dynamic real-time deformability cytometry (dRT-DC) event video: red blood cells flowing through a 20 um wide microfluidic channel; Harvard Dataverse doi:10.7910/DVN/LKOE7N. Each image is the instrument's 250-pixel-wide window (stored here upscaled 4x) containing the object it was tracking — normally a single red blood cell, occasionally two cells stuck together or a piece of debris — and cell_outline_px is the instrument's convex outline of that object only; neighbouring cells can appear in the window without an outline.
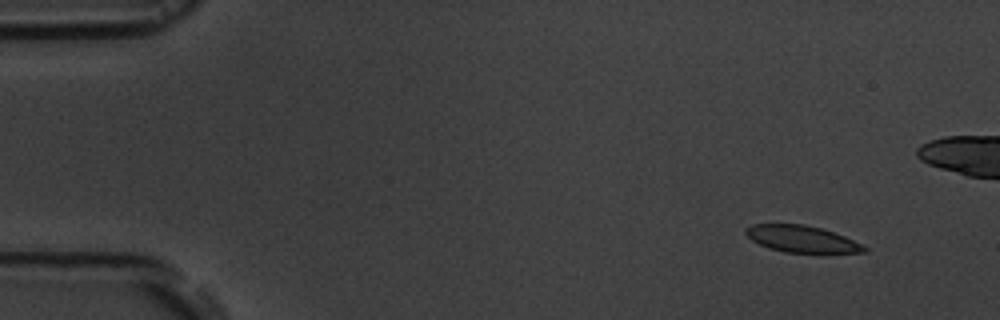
{"species": "common noctule bat (a hibernating species)", "species_latin": "Nyctalus noctula", "temperature_condition": "room temperature", "stored_images_in_passage": 6, "segment_of_instrument_passage": [1, 2], "camera_frame_rate_fps": 3000, "um_per_image_px": 0.085, "animal": {"sex": "male", "body_mass_g": 19.5, "forearm_length_mm": 54.6}, "frame": {"image": 1, "passage_image": 1, "time_ms": 0.0, "image_size_px": [1000, 320], "cell_outline_px": [[868, 252], [820, 256], [784, 252], [768, 248], [752, 240], [744, 232], [744, 228], [752, 224], [804, 224], [820, 228], [844, 236], [868, 248]], "centroid_in_image_um": [68.22, 20.38], "position_along_channel_um": 16.8, "area_um2": 19.36}}
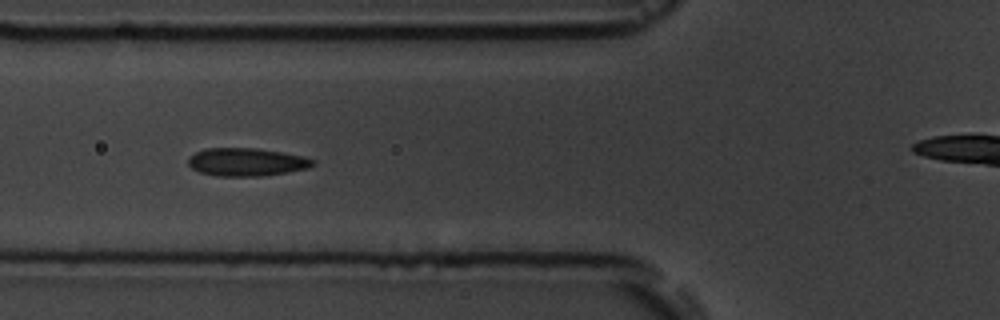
{"frame": {"image": 2, "passage_image": 5, "time_ms": 5.333, "image_size_px": [1000, 320], "cell_outline_px": [[316, 164], [308, 168], [288, 172], [260, 176], [216, 176], [200, 172], [192, 168], [188, 164], [188, 156], [204, 148], [256, 148], [284, 152], [304, 156], [316, 160]], "centroid_in_image_um": [20.97, 13.76], "position_along_channel_um": 104.8, "area_um2": 20.58}}